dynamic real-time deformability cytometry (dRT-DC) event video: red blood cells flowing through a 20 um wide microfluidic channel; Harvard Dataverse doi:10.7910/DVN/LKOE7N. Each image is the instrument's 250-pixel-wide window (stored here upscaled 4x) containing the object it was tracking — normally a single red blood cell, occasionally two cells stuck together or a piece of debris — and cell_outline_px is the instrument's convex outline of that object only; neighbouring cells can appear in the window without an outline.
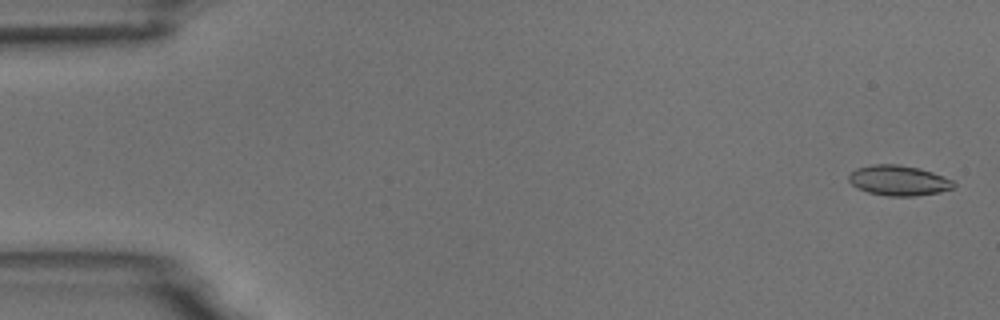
{"species": "common noctule bat (a hibernating species)", "species_latin": "Nyctalus noctula", "temperature_condition": "room temperature", "stored_images_in_passage": 7, "camera_frame_rate_fps": 3000, "um_per_image_px": 0.085, "animal": {"sex": "male", "body_mass_g": 18.8}, "frame": {"image": 1, "passage_image": 1, "time_ms": 0.0, "image_size_px": [1000, 320], "cell_outline_px": [[956, 188], [940, 192], [912, 196], [888, 196], [868, 192], [856, 188], [848, 180], [848, 176], [856, 168], [872, 164], [896, 164], [920, 168], [932, 172], [952, 180], [956, 184]], "centroid_in_image_um": [76.39, 15.34], "position_along_channel_um": 8.6, "area_um2": 18.55}}
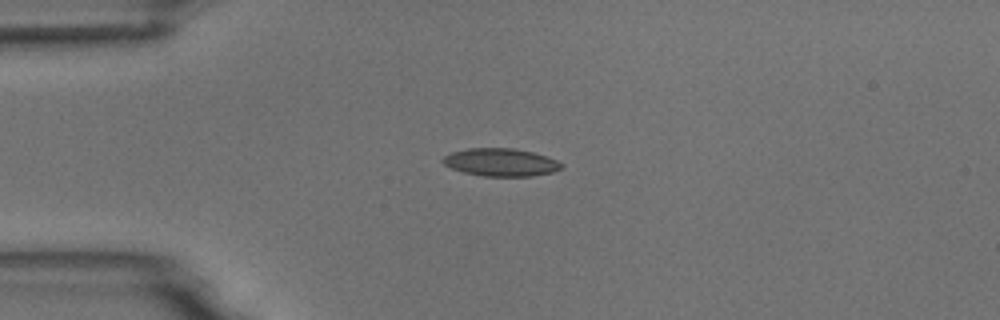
{"frame": {"image": 2, "passage_image": 4, "time_ms": 4.0, "image_size_px": [1000, 320], "cell_outline_px": [[564, 168], [552, 172], [532, 176], [484, 176], [464, 172], [452, 168], [444, 164], [440, 160], [444, 156], [452, 152], [468, 148], [512, 148], [532, 152], [548, 156], [564, 164]], "centroid_in_image_um": [42.59, 13.79], "position_along_channel_um": 42.4, "area_um2": 19.25}}